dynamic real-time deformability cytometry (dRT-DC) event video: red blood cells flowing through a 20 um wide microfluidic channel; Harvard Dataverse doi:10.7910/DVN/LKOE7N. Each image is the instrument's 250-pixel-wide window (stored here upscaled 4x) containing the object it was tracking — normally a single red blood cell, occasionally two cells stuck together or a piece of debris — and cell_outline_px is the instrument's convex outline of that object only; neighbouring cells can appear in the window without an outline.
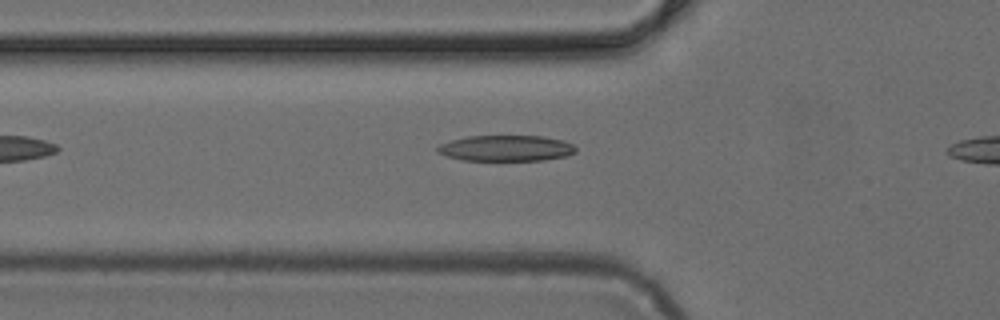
{"species": "common noctule bat (a hibernating species)", "species_latin": "Nyctalus noctula", "temperature_condition": "cold", "stored_images_in_passage": 5, "camera_frame_rate_fps": 3000, "um_per_image_px": 0.085, "animal": {"sex": "female", "body_mass_g": 24.6, "forearm_length_mm": 56.2}, "frame": {"image": 1, "passage_image": 5, "time_ms": 1.333, "image_size_px": [1000, 320], "cell_outline_px": [[576, 152], [564, 156], [544, 160], [464, 160], [448, 156], [436, 152], [436, 148], [440, 144], [452, 140], [468, 136], [540, 136], [564, 140], [572, 144], [576, 148]], "centroid_in_image_um": [43.01, 12.59], "position_along_channel_um": 82.8, "area_um2": 20.69}}